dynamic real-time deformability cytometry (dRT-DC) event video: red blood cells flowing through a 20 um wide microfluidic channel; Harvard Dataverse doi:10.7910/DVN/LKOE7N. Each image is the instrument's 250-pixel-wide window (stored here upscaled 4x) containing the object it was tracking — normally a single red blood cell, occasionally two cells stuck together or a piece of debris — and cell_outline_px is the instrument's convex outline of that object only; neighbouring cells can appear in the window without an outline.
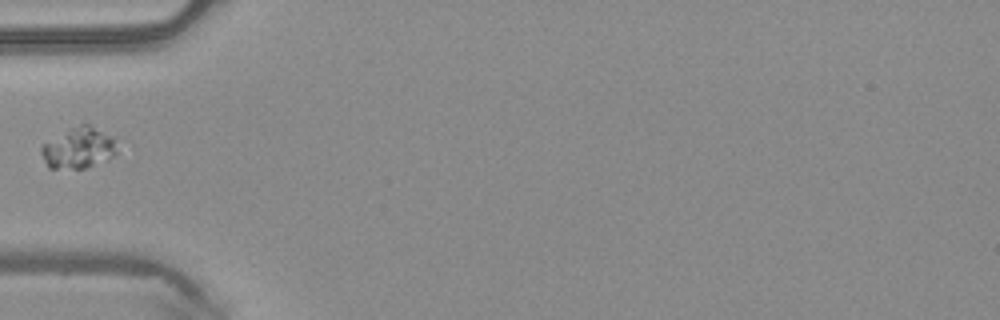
{"species": "common noctule bat (a hibernating species)", "species_latin": "Nyctalus noctula", "temperature_condition": "warm", "stored_images_in_passage": 1, "camera_frame_rate_fps": 3000, "um_per_image_px": 0.085, "animal": {"sex": "male", "body_mass_g": 20.4}, "frame": {"image": 1, "passage_image": 1, "time_ms": 0.0, "image_size_px": [1000, 320], "cell_outline_px": [[116, 152], [108, 160], [84, 168], [48, 168], [40, 152], [40, 148], [44, 144], [72, 128], [80, 124], [88, 124], [108, 136], [112, 140]], "centroid_in_image_um": [6.63, 12.62], "position_along_channel_um": 78.4, "area_um2": 17.22}}